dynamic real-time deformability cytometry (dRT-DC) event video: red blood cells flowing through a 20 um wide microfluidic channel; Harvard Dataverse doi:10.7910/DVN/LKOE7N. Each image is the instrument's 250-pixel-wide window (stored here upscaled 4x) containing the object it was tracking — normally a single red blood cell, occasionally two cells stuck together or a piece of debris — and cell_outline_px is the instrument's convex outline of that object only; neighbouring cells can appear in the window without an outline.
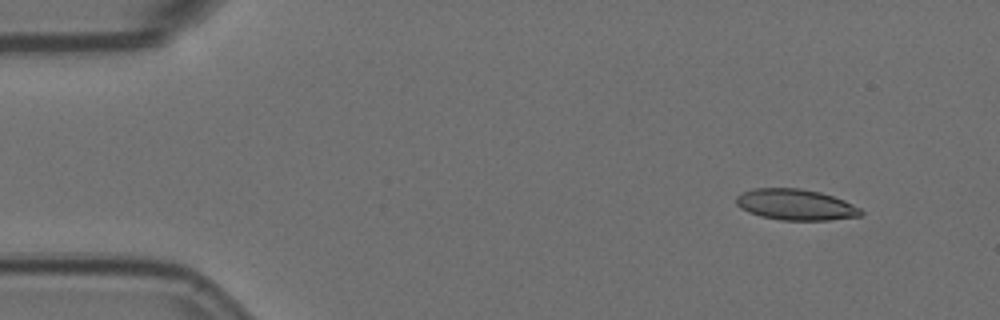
{"species": "Egyptian fruit bat (a non-hibernating species)", "species_latin": "Rousettus aegyptiacus", "temperature_condition": "room temperature", "stored_images_in_passage": 5, "camera_frame_rate_fps": 3000, "um_per_image_px": 0.085, "animal": {"sex": "female"}, "frame": {"image": 1, "passage_image": 2, "time_ms": 0.333, "image_size_px": [1000, 320], "cell_outline_px": [[864, 212], [860, 216], [828, 220], [780, 220], [760, 216], [748, 212], [740, 208], [736, 204], [736, 196], [740, 192], [752, 188], [800, 188], [820, 192], [844, 200], [860, 208]], "centroid_in_image_um": [67.59, 17.39], "position_along_channel_um": 17.4, "area_um2": 22.66}}
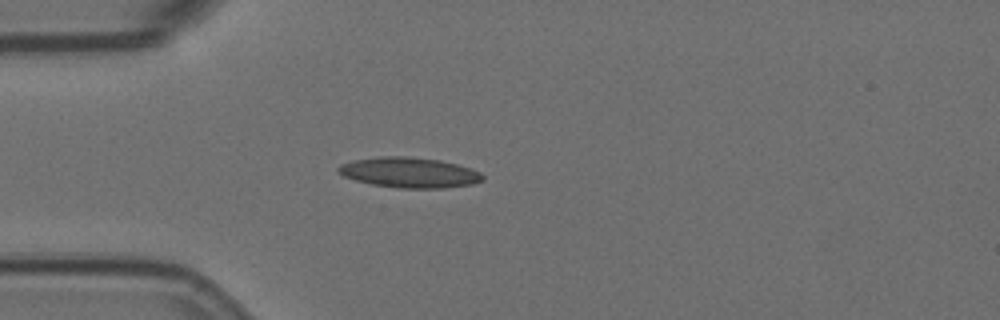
{"frame": {"image": 2, "passage_image": 5, "time_ms": 1.333, "image_size_px": [1000, 320], "cell_outline_px": [[484, 180], [472, 184], [444, 188], [400, 188], [372, 184], [356, 180], [344, 176], [336, 172], [336, 168], [340, 164], [352, 160], [380, 156], [408, 156], [440, 160], [472, 168], [480, 172], [484, 176]], "centroid_in_image_um": [34.79, 14.66], "position_along_channel_um": 50.2, "area_um2": 25.66}}